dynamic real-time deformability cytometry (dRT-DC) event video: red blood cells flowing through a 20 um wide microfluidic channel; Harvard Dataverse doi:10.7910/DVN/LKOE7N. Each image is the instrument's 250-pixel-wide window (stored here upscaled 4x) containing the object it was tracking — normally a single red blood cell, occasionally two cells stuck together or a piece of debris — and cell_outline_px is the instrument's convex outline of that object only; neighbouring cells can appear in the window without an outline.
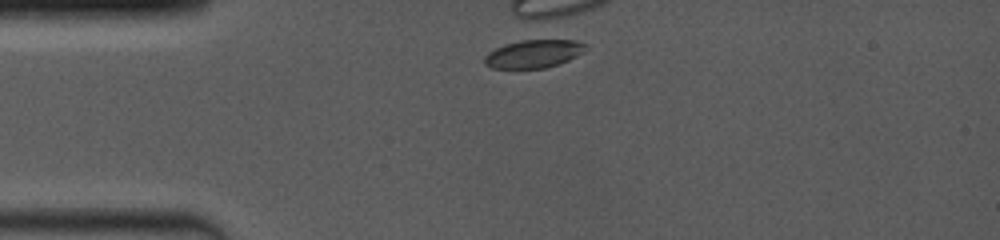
{"species": "common noctule bat (a hibernating species)", "species_latin": "Nyctalus noctula", "temperature_condition": "room temperature", "stored_images_in_passage": 6, "camera_frame_rate_fps": 4000, "um_per_image_px": 0.085, "animal": {"sex": "female", "body_mass_g": 19.0, "forearm_length_mm": 53.3}, "frame": {"image": 1, "passage_image": 1, "time_ms": 0.0, "image_size_px": [1000, 240], "cell_outline_px": [[588, 44], [576, 56], [568, 60], [544, 68], [492, 68], [484, 64], [484, 56], [488, 52], [504, 44], [528, 36], [536, 36], [576, 40]], "centroid_in_image_um": [45.34, 4.49], "position_along_channel_um": 39.7, "area_um2": 17.4}}